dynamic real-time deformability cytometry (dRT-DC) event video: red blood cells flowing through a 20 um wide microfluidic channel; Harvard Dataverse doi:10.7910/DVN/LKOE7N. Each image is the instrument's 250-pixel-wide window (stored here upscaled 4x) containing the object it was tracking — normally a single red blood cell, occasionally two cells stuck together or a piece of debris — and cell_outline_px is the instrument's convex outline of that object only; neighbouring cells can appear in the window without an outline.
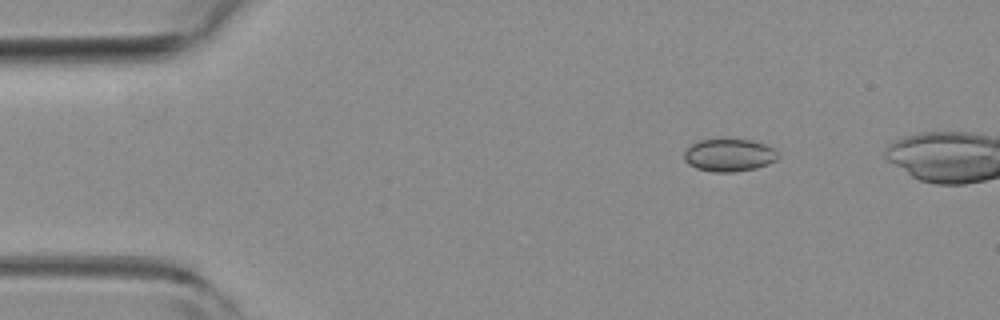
{"species": "common noctule bat (a hibernating species)", "species_latin": "Nyctalus noctula", "temperature_condition": "room temperature", "stored_images_in_passage": 5, "camera_frame_rate_fps": 3000, "um_per_image_px": 0.085, "animal": {"sex": "female", "body_mass_g": 19.3, "forearm_length_mm": 54.1}, "frame": {"image": 1, "passage_image": 3, "time_ms": 0.667, "image_size_px": [1000, 320], "cell_outline_px": [[780, 156], [776, 160], [768, 164], [756, 168], [736, 172], [712, 172], [696, 168], [688, 164], [684, 160], [684, 152], [692, 144], [700, 140], [720, 136], [724, 136], [752, 140], [764, 144], [772, 148]], "centroid_in_image_um": [61.96, 13.14], "position_along_channel_um": 23.0, "area_um2": 18.55}}